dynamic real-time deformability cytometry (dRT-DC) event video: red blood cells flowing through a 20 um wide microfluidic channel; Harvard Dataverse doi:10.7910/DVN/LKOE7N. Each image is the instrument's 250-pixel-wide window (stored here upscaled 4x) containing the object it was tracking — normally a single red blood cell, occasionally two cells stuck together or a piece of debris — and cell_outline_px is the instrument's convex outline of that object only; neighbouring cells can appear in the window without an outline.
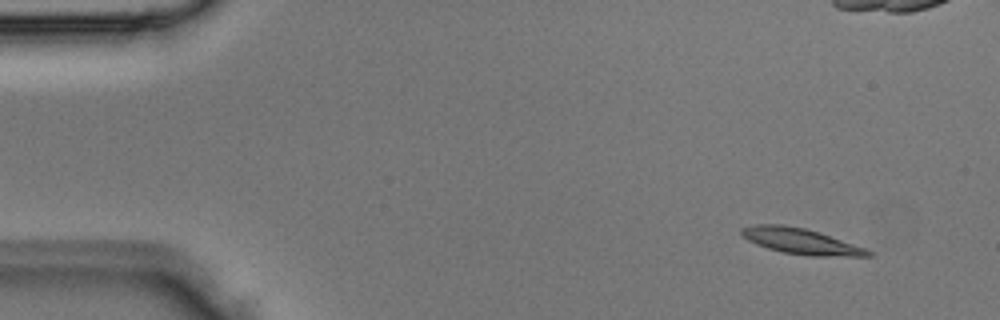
{"species": "Egyptian fruit bat (a non-hibernating species)", "species_latin": "Rousettus aegyptiacus", "temperature_condition": "room temperature", "stored_images_in_passage": 4, "camera_frame_rate_fps": 3000, "um_per_image_px": 0.085, "animal": {"sex": "male"}, "frame": {"image": 1, "passage_image": 1, "time_ms": 0.0, "image_size_px": [1000, 320], "cell_outline_px": [[872, 256], [812, 256], [784, 252], [768, 248], [756, 244], [748, 240], [740, 232], [740, 228], [756, 224], [780, 224], [804, 228], [864, 248], [872, 252]], "centroid_in_image_um": [68.01, 20.5], "position_along_channel_um": 17.0, "area_um2": 18.44}}